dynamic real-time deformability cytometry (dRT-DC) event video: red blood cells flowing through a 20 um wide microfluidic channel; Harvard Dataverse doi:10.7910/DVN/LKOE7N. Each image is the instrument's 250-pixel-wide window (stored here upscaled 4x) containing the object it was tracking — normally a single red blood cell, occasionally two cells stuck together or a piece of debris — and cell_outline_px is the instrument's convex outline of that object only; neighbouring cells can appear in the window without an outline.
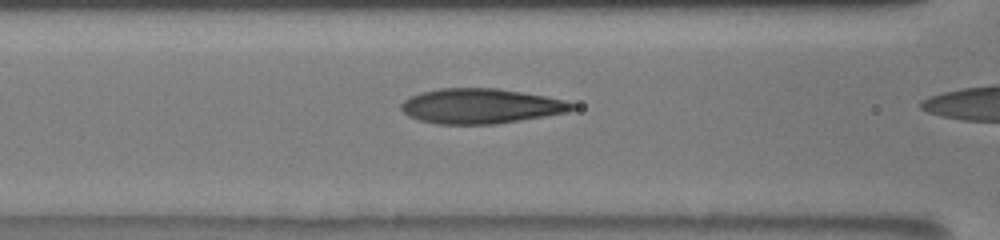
{"species": "human", "species_latin": "Homo sapiens", "temperature_condition": "room temperature", "stored_images_in_passage": 27, "segment_of_instrument_passage": [2, 2], "camera_frame_rate_fps": 3000, "um_per_image_px": 0.085, "donor": {"sex": "male"}, "frame": {"image": 1, "passage_image": 26, "time_ms": 8.333, "image_size_px": [1000, 240], "cell_outline_px": [[576, 108], [568, 112], [496, 124], [436, 124], [420, 120], [408, 116], [400, 108], [400, 104], [404, 100], [420, 92], [440, 88], [496, 88], [544, 96], [564, 100], [576, 104]], "centroid_in_image_um": [40.85, 9.02], "position_along_channel_um": 125.8, "area_um2": 34.74}}